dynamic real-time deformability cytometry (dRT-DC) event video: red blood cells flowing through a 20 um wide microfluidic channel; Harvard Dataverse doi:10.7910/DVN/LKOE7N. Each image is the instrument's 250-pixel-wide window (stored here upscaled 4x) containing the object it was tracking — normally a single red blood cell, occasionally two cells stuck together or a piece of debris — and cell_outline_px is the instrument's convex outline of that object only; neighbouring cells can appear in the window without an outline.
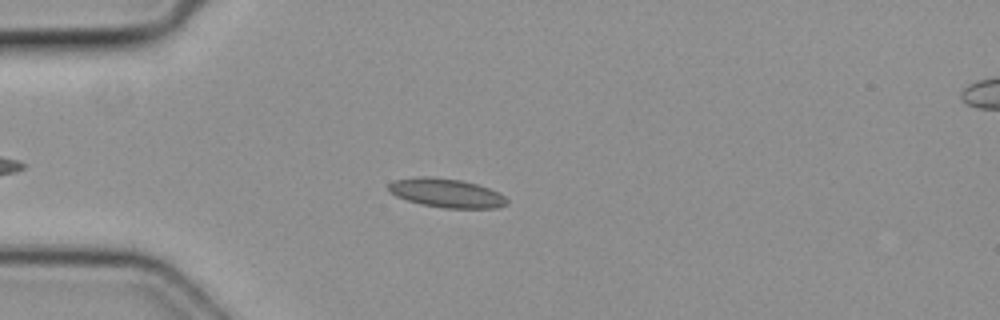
{"species": "common noctule bat (a hibernating species)", "species_latin": "Nyctalus noctula", "temperature_condition": "cold", "stored_images_in_passage": 45, "camera_frame_rate_fps": 3000, "um_per_image_px": 0.085, "animal": {"sex": "female", "body_mass_g": 19.3, "forearm_length_mm": 54.1}, "frame": {"image": 1, "passage_image": 8, "time_ms": 2.333, "image_size_px": [1000, 320], "cell_outline_px": [[508, 204], [496, 208], [444, 208], [420, 204], [396, 196], [388, 192], [388, 184], [396, 180], [420, 176], [424, 176], [460, 180], [476, 184], [488, 188], [504, 196], [508, 200]], "centroid_in_image_um": [37.93, 16.42], "position_along_channel_um": 47.1, "area_um2": 19.77}}
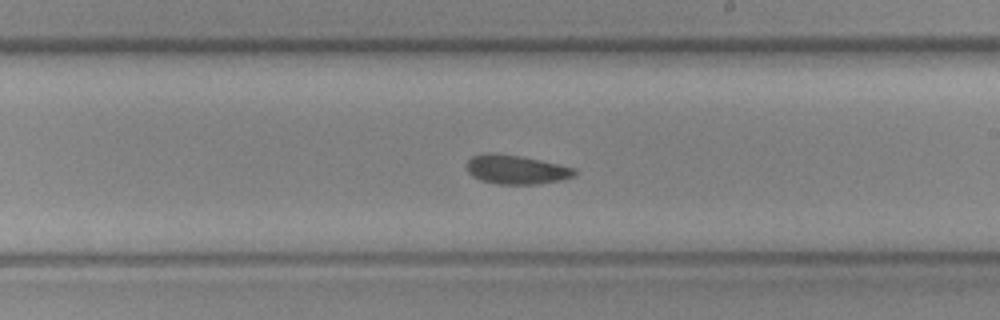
{"frame": {"image": 2, "passage_image": 24, "time_ms": 7.667, "image_size_px": [1000, 320], "cell_outline_px": [[576, 176], [560, 180], [536, 184], [496, 184], [480, 180], [472, 176], [468, 172], [468, 160], [472, 156], [484, 152], [496, 152], [520, 156], [540, 160], [576, 168]], "centroid_in_image_um": [43.86, 14.4], "position_along_channel_um": 245.1, "area_um2": 18.38}}
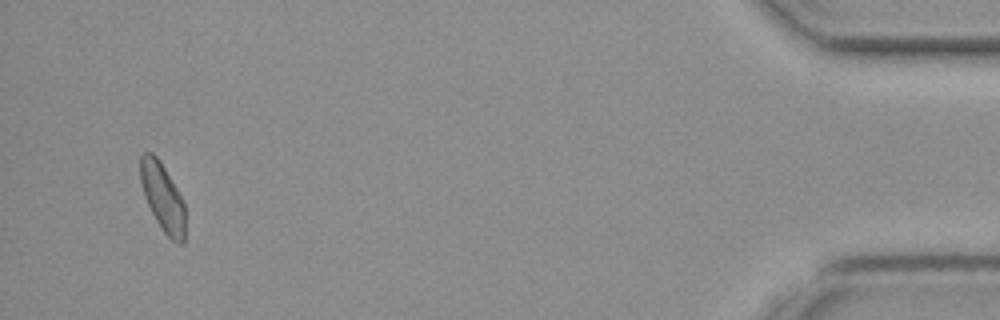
{"frame": {"image": 3, "passage_image": 43, "time_ms": 14.0, "image_size_px": [1000, 320], "cell_outline_px": [[184, 244], [180, 244], [172, 240], [164, 232], [156, 220], [144, 196], [140, 180], [140, 156], [144, 152], [152, 152], [156, 156], [164, 168], [176, 188], [184, 204]], "centroid_in_image_um": [13.8, 16.76], "position_along_channel_um": 421.4, "area_um2": 17.4}}